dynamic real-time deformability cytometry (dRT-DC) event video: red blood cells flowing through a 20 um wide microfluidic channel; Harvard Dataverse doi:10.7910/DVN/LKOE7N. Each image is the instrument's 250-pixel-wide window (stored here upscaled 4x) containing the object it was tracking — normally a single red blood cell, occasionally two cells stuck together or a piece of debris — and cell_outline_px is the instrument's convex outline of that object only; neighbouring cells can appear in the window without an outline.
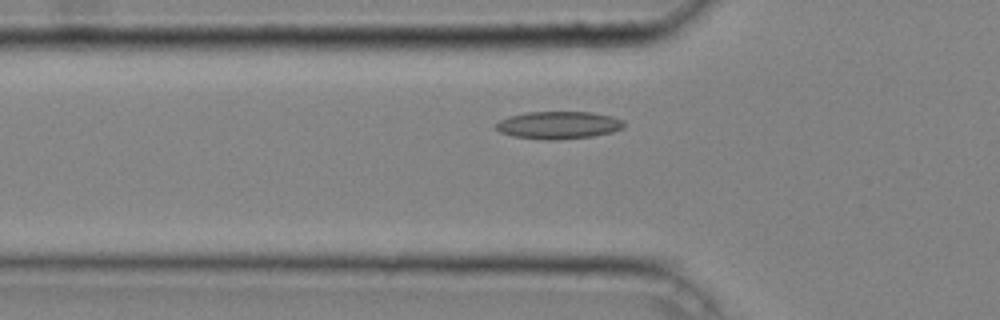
{"species": "common noctule bat (a hibernating species)", "species_latin": "Nyctalus noctula", "temperature_condition": "cold", "stored_images_in_passage": 35, "camera_frame_rate_fps": 3000, "um_per_image_px": 0.085, "animal": {"sex": "male", "body_mass_g": 20.4}, "frame": {"image": 1, "passage_image": 10, "time_ms": 3.0, "image_size_px": [1000, 320], "cell_outline_px": [[624, 128], [612, 132], [592, 136], [560, 140], [548, 140], [512, 136], [500, 132], [496, 128], [496, 124], [500, 120], [508, 116], [528, 112], [592, 112], [612, 116], [624, 120]], "centroid_in_image_um": [47.49, 10.63], "position_along_channel_um": 78.3, "area_um2": 20.63}}
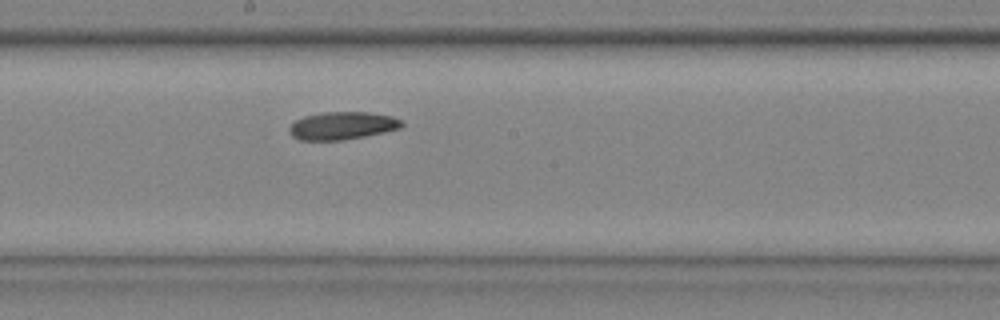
{"frame": {"image": 2, "passage_image": 20, "time_ms": 6.333, "image_size_px": [1000, 320], "cell_outline_px": [[404, 124], [400, 128], [384, 132], [344, 140], [300, 140], [292, 136], [288, 132], [288, 128], [296, 120], [304, 116], [324, 112], [368, 112], [392, 116], [404, 120]], "centroid_in_image_um": [29.1, 10.68], "position_along_channel_um": 219.1, "area_um2": 18.26}}
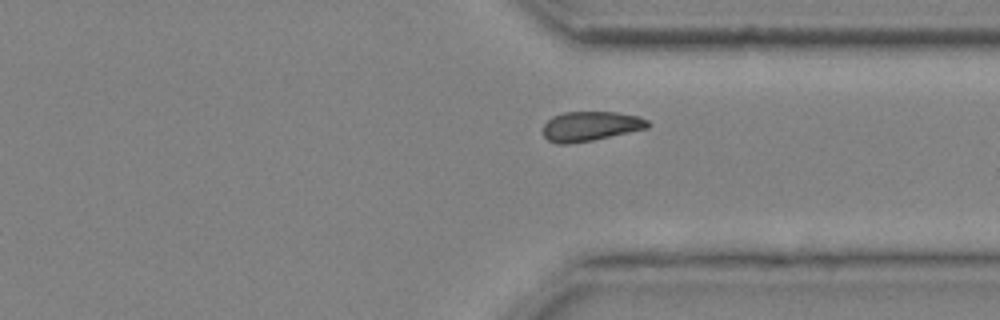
{"frame": {"image": 3, "passage_image": 30, "time_ms": 9.667, "image_size_px": [1000, 320], "cell_outline_px": [[652, 124], [648, 128], [592, 140], [568, 144], [556, 144], [548, 140], [544, 136], [544, 124], [552, 116], [564, 112], [616, 112], [640, 116], [648, 120]], "centroid_in_image_um": [50.21, 10.72], "position_along_channel_um": 361.2, "area_um2": 18.15}}